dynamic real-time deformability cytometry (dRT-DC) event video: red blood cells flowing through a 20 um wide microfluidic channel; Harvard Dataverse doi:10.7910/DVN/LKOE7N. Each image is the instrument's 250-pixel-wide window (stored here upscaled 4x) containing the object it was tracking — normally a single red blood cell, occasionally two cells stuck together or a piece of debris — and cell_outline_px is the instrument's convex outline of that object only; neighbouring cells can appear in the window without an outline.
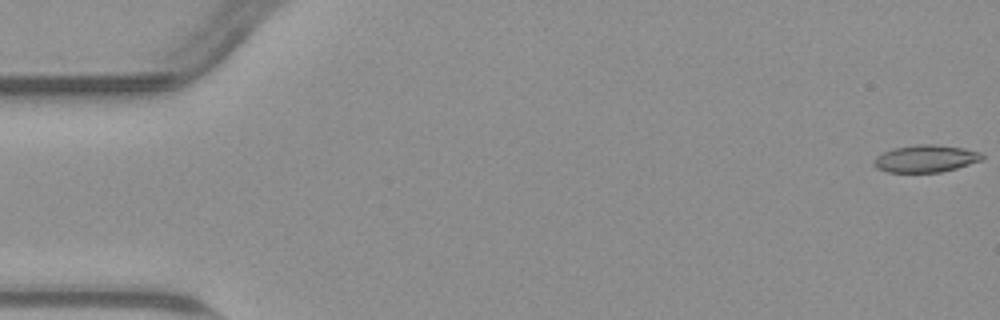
{"species": "common noctule bat (a hibernating species)", "species_latin": "Nyctalus noctula", "temperature_condition": "warm", "stored_images_in_passage": 55, "camera_frame_rate_fps": 3000, "um_per_image_px": 0.085, "animal": {"sex": "male", "body_mass_g": 23.1, "forearm_length_mm": 52.7}, "frame": {"image": 1, "passage_image": 1, "time_ms": 0.0, "image_size_px": [1000, 320], "cell_outline_px": [[984, 156], [980, 160], [956, 168], [940, 172], [888, 172], [876, 168], [872, 164], [872, 160], [876, 156], [892, 148], [916, 144], [932, 144], [964, 148], [980, 152]], "centroid_in_image_um": [78.62, 13.47], "position_along_channel_um": 6.4, "area_um2": 17.17}}
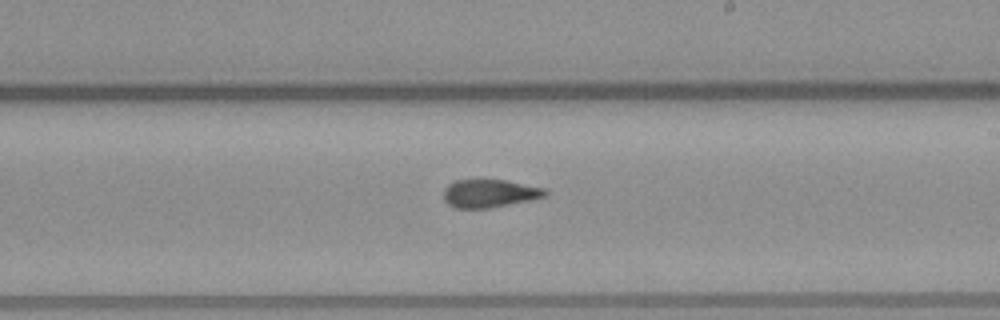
{"frame": {"image": 2, "passage_image": 32, "time_ms": 10.333, "image_size_px": [1000, 320], "cell_outline_px": [[548, 192], [544, 196], [528, 200], [488, 208], [456, 208], [448, 204], [444, 200], [444, 188], [448, 184], [456, 180], [504, 180], [544, 188]], "centroid_in_image_um": [41.56, 16.43], "position_along_channel_um": 247.4, "area_um2": 16.3}}
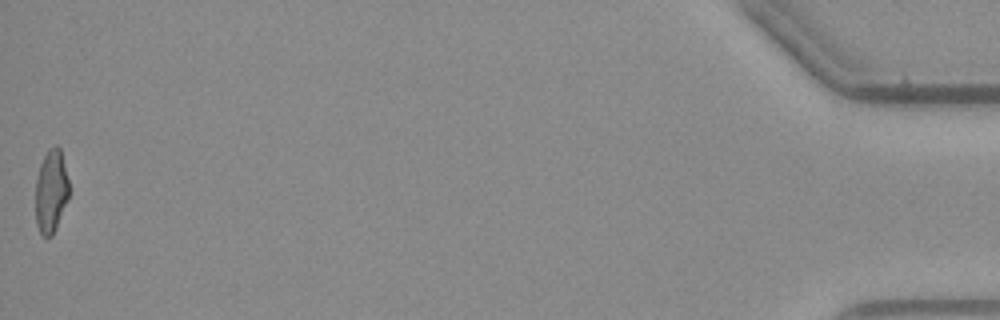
{"frame": {"image": 3, "passage_image": 55, "time_ms": 18.0, "image_size_px": [1000, 320], "cell_outline_px": [[68, 200], [56, 228], [52, 236], [44, 236], [40, 232], [36, 224], [36, 180], [40, 164], [48, 148], [56, 144], [60, 148], [68, 180]], "centroid_in_image_um": [4.34, 16.25], "position_along_channel_um": 430.9, "area_um2": 16.13}, "authors_computed_cell_mechanics": {"area_um2": 17.2244, "velocity_mm_per_s": 3.7936, "shape_relaxation_time_tau1_ms": null, "shape_relaxation_time_tau2_ms": 2.3234, "deformation_change_tau1": null, "deformation_change_tau2": 0.0921}}